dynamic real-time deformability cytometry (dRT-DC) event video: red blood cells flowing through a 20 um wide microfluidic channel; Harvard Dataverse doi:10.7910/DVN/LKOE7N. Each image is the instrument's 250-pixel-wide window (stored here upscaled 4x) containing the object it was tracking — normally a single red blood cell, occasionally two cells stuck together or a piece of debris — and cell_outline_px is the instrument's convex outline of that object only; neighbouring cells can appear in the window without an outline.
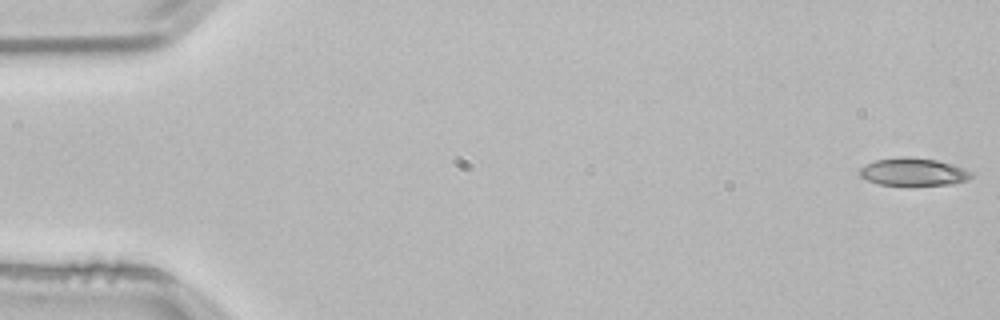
{"species": "common noctule bat (a hibernating species)", "species_latin": "Nyctalus noctula", "temperature_condition": "room temperature", "stored_images_in_passage": 53, "camera_frame_rate_fps": 3000, "um_per_image_px": 0.085, "animal": {"sex": "male", "body_mass_g": 21.5, "forearm_length_mm": 52.0}, "frame": {"image": 1, "passage_image": 1, "time_ms": 0.0, "image_size_px": [1000, 320], "cell_outline_px": [[972, 176], [968, 180], [952, 184], [880, 184], [868, 180], [860, 176], [860, 168], [876, 160], [900, 156], [908, 156], [936, 160], [952, 164], [964, 168], [972, 172]], "centroid_in_image_um": [77.66, 14.59], "position_along_channel_um": 7.3, "area_um2": 17.69}}
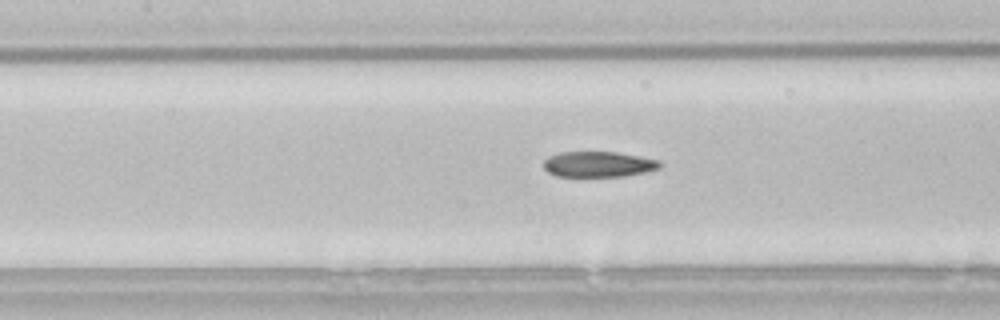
{"frame": {"image": 2, "passage_image": 24, "time_ms": 7.667, "image_size_px": [1000, 320], "cell_outline_px": [[660, 168], [644, 172], [624, 176], [556, 176], [548, 172], [544, 168], [544, 160], [548, 156], [560, 152], [616, 152], [640, 156], [660, 160]], "centroid_in_image_um": [50.85, 13.95], "position_along_channel_um": 156.5, "area_um2": 17.28}}
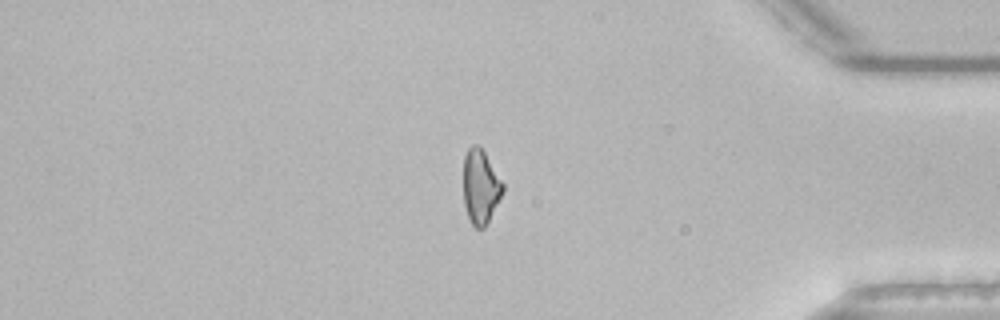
{"frame": {"image": 3, "passage_image": 45, "time_ms": 14.667, "image_size_px": [1000, 320], "cell_outline_px": [[504, 192], [484, 228], [476, 228], [472, 224], [468, 216], [464, 204], [464, 156], [468, 148], [472, 144], [476, 144], [484, 152], [504, 184]], "centroid_in_image_um": [40.85, 15.87], "position_along_channel_um": 394.4, "area_um2": 16.88}, "authors_computed_cell_mechanics": {"area_um2": 18.2648, "velocity_mm_per_s": 3.8238, "shape_relaxation_time_tau1_ms": 7.6059, "shape_relaxation_time_tau2_ms": 4.3984, "deformation_change_tau1": 0.186, "deformation_change_tau2": 0.1298}}